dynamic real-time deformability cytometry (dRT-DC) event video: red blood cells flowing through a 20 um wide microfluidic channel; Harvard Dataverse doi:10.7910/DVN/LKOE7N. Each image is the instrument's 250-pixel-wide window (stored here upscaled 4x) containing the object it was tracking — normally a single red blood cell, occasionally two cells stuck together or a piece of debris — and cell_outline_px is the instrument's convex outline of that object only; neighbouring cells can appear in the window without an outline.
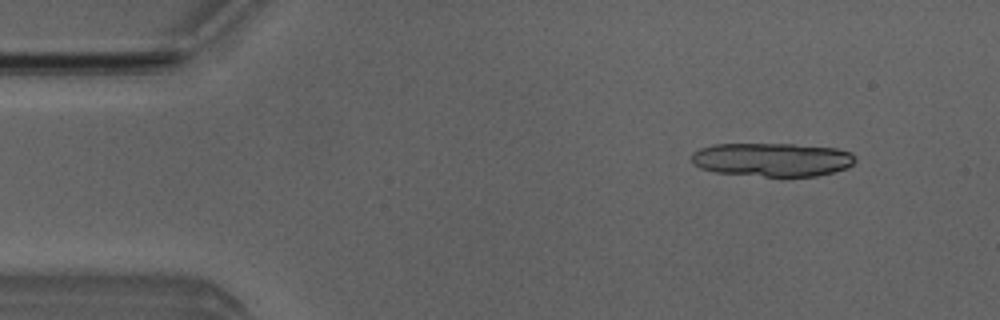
{"species": "Egyptian fruit bat (a non-hibernating species)", "species_latin": "Rousettus aegyptiacus", "temperature_condition": "room temperature", "stored_images_in_passage": 5, "camera_frame_rate_fps": 3000, "um_per_image_px": 0.085, "animal": {"sex": "male"}, "frame": {"image": 1, "passage_image": 2, "time_ms": 1.0, "image_size_px": [1000, 320], "cell_outline_px": [[856, 160], [848, 168], [816, 176], [780, 180], [716, 172], [700, 168], [692, 164], [692, 152], [700, 148], [712, 144], [792, 144], [836, 148], [852, 152], [856, 156]], "centroid_in_image_um": [65.65, 13.61], "position_along_channel_um": 19.4, "area_um2": 33.41}}